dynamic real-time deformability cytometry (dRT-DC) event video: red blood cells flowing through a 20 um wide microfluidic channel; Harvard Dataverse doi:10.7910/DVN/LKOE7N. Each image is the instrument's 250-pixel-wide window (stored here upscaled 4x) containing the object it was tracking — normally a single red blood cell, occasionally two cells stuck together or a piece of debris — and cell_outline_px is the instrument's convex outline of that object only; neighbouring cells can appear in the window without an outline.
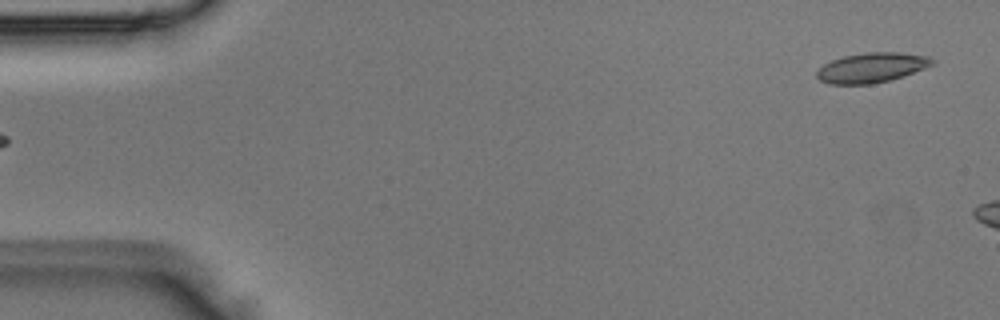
{"species": "Egyptian fruit bat (a non-hibernating species)", "species_latin": "Rousettus aegyptiacus", "temperature_condition": "room temperature", "stored_images_in_passage": 4, "segment_of_instrument_passage": [2, 2], "camera_frame_rate_fps": 3000, "um_per_image_px": 0.085, "animal": {"sex": "male"}, "frame": {"image": 1, "passage_image": 4, "time_ms": 1.0, "image_size_px": [1000, 320], "cell_outline_px": [[936, 64], [904, 76], [872, 84], [828, 84], [820, 80], [816, 76], [816, 72], [824, 64], [832, 60], [844, 56], [864, 52], [900, 52], [928, 56], [936, 60]], "centroid_in_image_um": [74.13, 5.74], "position_along_channel_um": 10.9, "area_um2": 20.23}}